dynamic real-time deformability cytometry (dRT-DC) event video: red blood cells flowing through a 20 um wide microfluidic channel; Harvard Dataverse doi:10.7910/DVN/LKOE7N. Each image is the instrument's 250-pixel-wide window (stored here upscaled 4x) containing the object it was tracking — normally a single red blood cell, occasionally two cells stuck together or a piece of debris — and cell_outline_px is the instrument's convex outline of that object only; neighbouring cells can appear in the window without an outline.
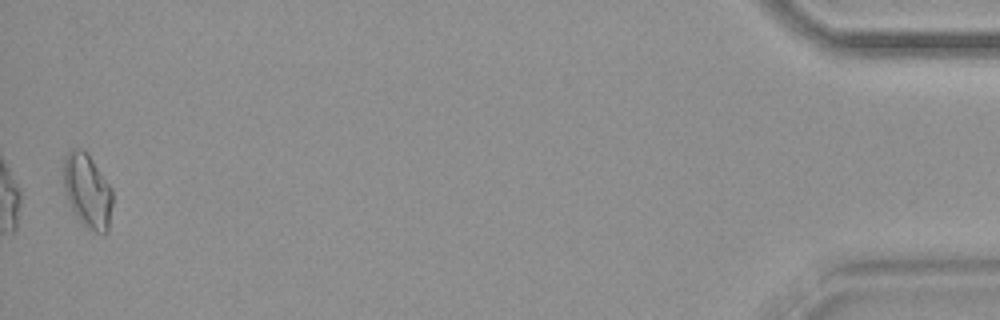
{"species": "common noctule bat (a hibernating species)", "species_latin": "Nyctalus noctula", "temperature_condition": "warm", "stored_images_in_passage": 37, "camera_frame_rate_fps": 3000, "um_per_image_px": 0.085, "animal": {"sex": "female", "body_mass_g": 18.4}, "frame": {"image": 1, "passage_image": 37, "time_ms": 12.0, "image_size_px": [1000, 320], "cell_outline_px": [[112, 204], [108, 232], [104, 236], [88, 228], [76, 216], [68, 200], [64, 188], [64, 160], [68, 152], [72, 148], [80, 148], [88, 152], [112, 188]], "centroid_in_image_um": [7.46, 16.22], "position_along_channel_um": 427.7, "area_um2": 21.21}, "authors_computed_cell_mechanics": {"area_um2": 17.3978, "velocity_mm_per_s": 3.8178, "shape_relaxation_time_tau1_ms": null, "shape_relaxation_time_tau2_ms": 4.3044, "deformation_change_tau1": null, "deformation_change_tau2": 0.1161}}